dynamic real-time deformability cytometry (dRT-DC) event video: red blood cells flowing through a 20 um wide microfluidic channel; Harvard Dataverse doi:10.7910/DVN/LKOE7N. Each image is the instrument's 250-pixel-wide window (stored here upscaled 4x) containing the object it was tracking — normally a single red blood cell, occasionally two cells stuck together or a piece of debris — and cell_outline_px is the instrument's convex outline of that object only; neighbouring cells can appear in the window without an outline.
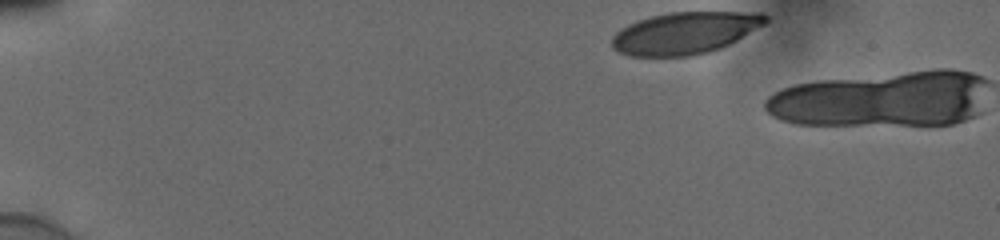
{"species": "human", "species_latin": "Homo sapiens", "temperature_condition": "cold", "stored_images_in_passage": 2, "camera_frame_rate_fps": 3000, "um_per_image_px": 0.085, "donor": {"sex": "male"}, "frame": {"image": 1, "passage_image": 1, "time_ms": 0.0, "image_size_px": [1000, 240], "cell_outline_px": [[768, 20], [764, 24], [736, 40], [720, 48], [708, 52], [692, 56], [628, 56], [612, 48], [612, 36], [616, 32], [628, 24], [636, 20], [668, 12], [764, 12], [768, 16]], "centroid_in_image_um": [58.2, 2.8], "position_along_channel_um": 26.8, "area_um2": 37.57}}